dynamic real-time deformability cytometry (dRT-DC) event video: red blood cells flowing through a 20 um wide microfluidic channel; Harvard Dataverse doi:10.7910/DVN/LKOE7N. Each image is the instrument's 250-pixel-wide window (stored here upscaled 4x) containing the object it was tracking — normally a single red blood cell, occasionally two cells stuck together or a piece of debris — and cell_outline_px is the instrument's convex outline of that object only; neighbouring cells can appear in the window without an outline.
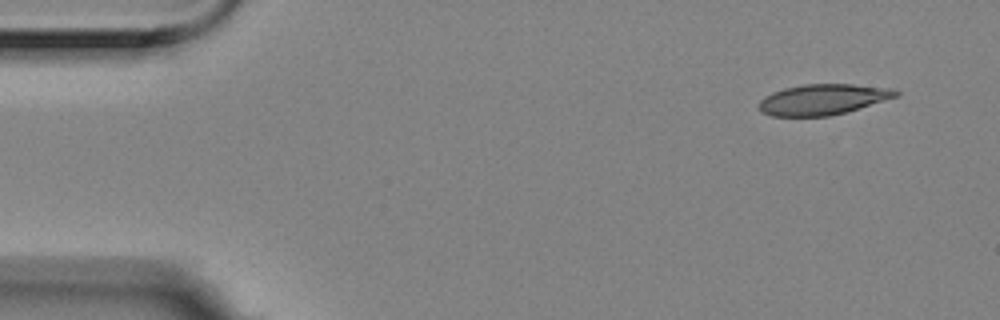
{"species": "Egyptian fruit bat (a non-hibernating species)", "species_latin": "Rousettus aegyptiacus", "temperature_condition": "room temperature", "stored_images_in_passage": 5, "camera_frame_rate_fps": 3000, "um_per_image_px": 0.085, "animal": {"sex": "female"}, "frame": {"image": 1, "passage_image": 1, "time_ms": 0.0, "image_size_px": [1000, 320], "cell_outline_px": [[900, 96], [844, 112], [828, 116], [772, 116], [760, 112], [760, 100], [764, 96], [772, 92], [784, 88], [804, 84], [852, 84], [892, 88], [900, 92]], "centroid_in_image_um": [69.95, 8.44], "position_along_channel_um": 15.1, "area_um2": 24.39}}
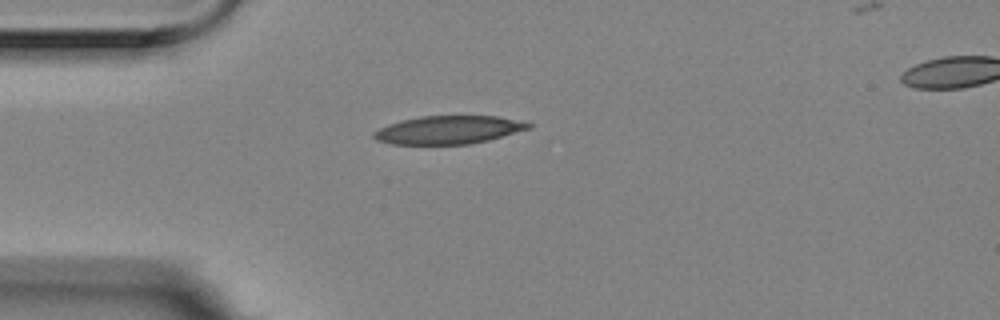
{"frame": {"image": 2, "passage_image": 4, "time_ms": 1.0, "image_size_px": [1000, 320], "cell_outline_px": [[532, 128], [488, 140], [468, 144], [392, 144], [376, 140], [372, 136], [372, 132], [388, 124], [400, 120], [420, 116], [496, 116], [532, 124]], "centroid_in_image_um": [38.07, 11.04], "position_along_channel_um": 46.9, "area_um2": 25.26}}